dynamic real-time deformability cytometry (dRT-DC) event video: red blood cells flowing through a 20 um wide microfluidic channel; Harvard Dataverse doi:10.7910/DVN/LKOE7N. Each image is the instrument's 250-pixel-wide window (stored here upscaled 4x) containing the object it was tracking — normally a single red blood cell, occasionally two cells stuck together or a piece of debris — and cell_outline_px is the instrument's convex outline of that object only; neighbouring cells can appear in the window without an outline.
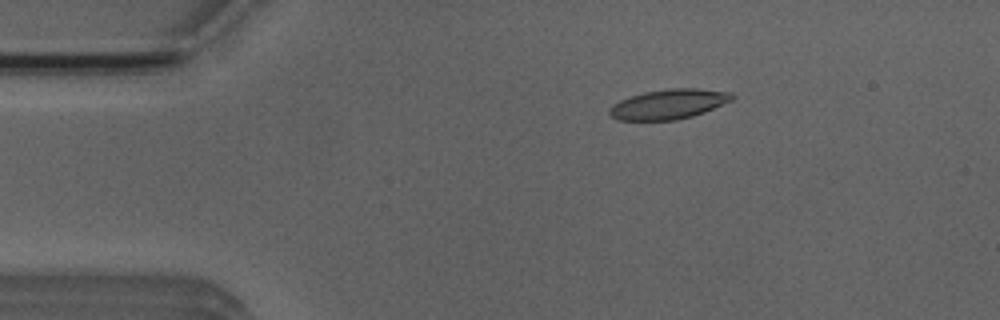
{"species": "Egyptian fruit bat (a non-hibernating species)", "species_latin": "Rousettus aegyptiacus", "temperature_condition": "room temperature", "stored_images_in_passage": 5, "camera_frame_rate_fps": 3000, "um_per_image_px": 0.085, "animal": {"sex": "male"}, "frame": {"image": 1, "passage_image": 3, "time_ms": 2.333, "image_size_px": [1000, 320], "cell_outline_px": [[736, 96], [732, 100], [704, 112], [692, 116], [676, 120], [616, 120], [608, 112], [608, 108], [612, 104], [620, 100], [644, 92], [668, 88], [696, 88], [732, 92]], "centroid_in_image_um": [56.84, 8.85], "position_along_channel_um": 28.2, "area_um2": 21.39}}
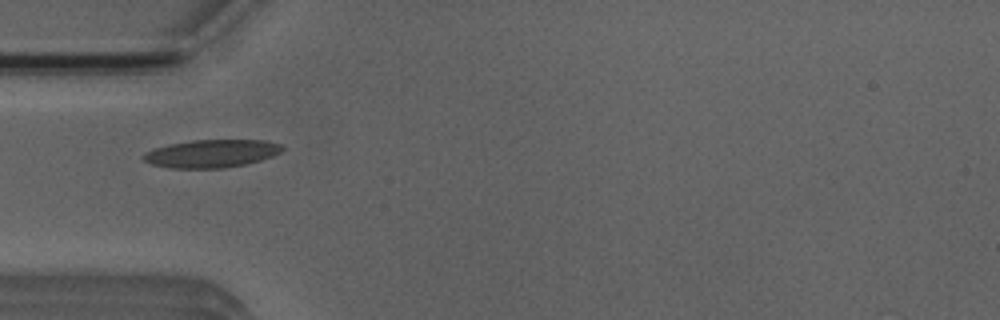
{"frame": {"image": 2, "passage_image": 5, "time_ms": 4.667, "image_size_px": [1000, 320], "cell_outline_px": [[284, 148], [280, 152], [272, 156], [260, 160], [244, 164], [224, 168], [168, 168], [152, 164], [144, 160], [140, 156], [144, 152], [152, 148], [168, 144], [192, 140], [264, 140], [280, 144]], "centroid_in_image_um": [17.92, 13.05], "position_along_channel_um": 67.1, "area_um2": 22.66}}